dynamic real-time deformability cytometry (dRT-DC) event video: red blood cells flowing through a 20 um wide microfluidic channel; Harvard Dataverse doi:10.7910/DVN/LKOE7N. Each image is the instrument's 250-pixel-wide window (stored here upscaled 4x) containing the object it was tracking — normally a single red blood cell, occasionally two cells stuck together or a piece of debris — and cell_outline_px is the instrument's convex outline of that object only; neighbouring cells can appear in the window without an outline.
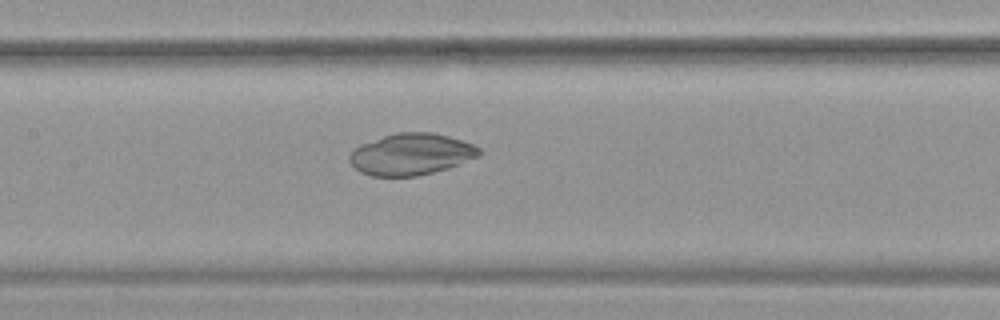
{"species": "common noctule bat (a hibernating species)", "species_latin": "Nyctalus noctula", "temperature_condition": "warm", "stored_images_in_passage": 53, "camera_frame_rate_fps": 3000, "um_per_image_px": 0.085, "animal": {"sex": "female", "body_mass_g": 19.9}, "frame": {"image": 1, "passage_image": 26, "time_ms": 8.333, "image_size_px": [1000, 320], "cell_outline_px": [[480, 156], [448, 168], [416, 176], [372, 176], [360, 172], [348, 160], [348, 156], [352, 148], [360, 144], [396, 132], [432, 132], [448, 136], [472, 144], [480, 148]], "centroid_in_image_um": [34.91, 13.11], "position_along_channel_um": 172.5, "area_um2": 31.39}}
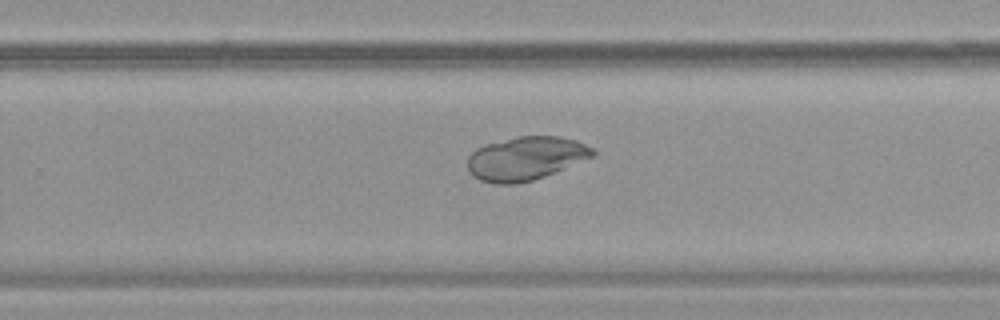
{"frame": {"image": 2, "passage_image": 35, "time_ms": 11.333, "image_size_px": [1000, 320], "cell_outline_px": [[596, 156], [544, 176], [532, 180], [516, 184], [496, 184], [480, 180], [472, 176], [468, 168], [468, 156], [476, 148], [484, 144], [516, 136], [556, 136], [576, 140], [592, 148], [596, 152]], "centroid_in_image_um": [44.68, 13.46], "position_along_channel_um": 285.1, "area_um2": 31.91}}
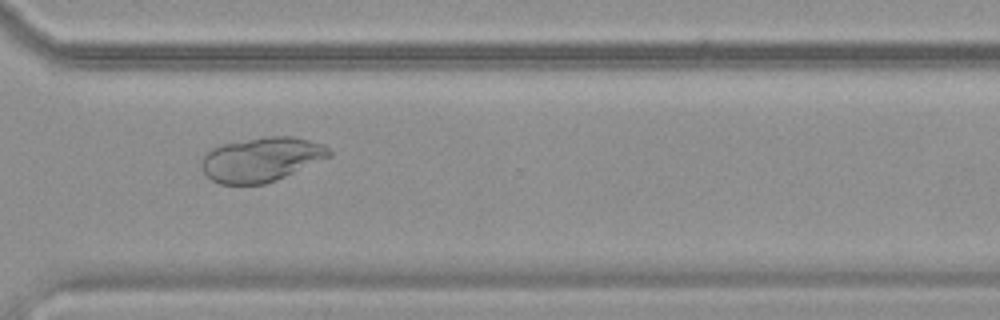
{"frame": {"image": 3, "passage_image": 40, "time_ms": 13.0, "image_size_px": [1000, 320], "cell_outline_px": [[332, 156], [276, 180], [264, 184], [220, 184], [212, 180], [200, 168], [200, 160], [212, 148], [220, 144], [264, 136], [292, 136], [324, 144], [332, 152]], "centroid_in_image_um": [22.21, 13.54], "position_along_channel_um": 348.4, "area_um2": 33.12}}